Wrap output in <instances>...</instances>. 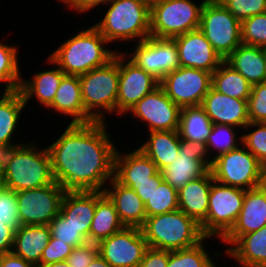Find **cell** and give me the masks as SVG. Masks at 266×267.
Here are the masks:
<instances>
[{
  "label": "cell",
  "mask_w": 266,
  "mask_h": 267,
  "mask_svg": "<svg viewBox=\"0 0 266 267\" xmlns=\"http://www.w3.org/2000/svg\"><path fill=\"white\" fill-rule=\"evenodd\" d=\"M107 122L68 123L63 133L46 145L54 181L66 191H104L114 178L118 146L109 135Z\"/></svg>",
  "instance_id": "1"
},
{
  "label": "cell",
  "mask_w": 266,
  "mask_h": 267,
  "mask_svg": "<svg viewBox=\"0 0 266 267\" xmlns=\"http://www.w3.org/2000/svg\"><path fill=\"white\" fill-rule=\"evenodd\" d=\"M35 142L25 139L23 144L4 150L2 186L18 192L55 182L48 148H38Z\"/></svg>",
  "instance_id": "2"
},
{
  "label": "cell",
  "mask_w": 266,
  "mask_h": 267,
  "mask_svg": "<svg viewBox=\"0 0 266 267\" xmlns=\"http://www.w3.org/2000/svg\"><path fill=\"white\" fill-rule=\"evenodd\" d=\"M108 45V47L106 46ZM108 41L92 25L82 28L75 35L64 40L49 58L66 74L80 76L92 69L106 65L119 51L112 49Z\"/></svg>",
  "instance_id": "3"
},
{
  "label": "cell",
  "mask_w": 266,
  "mask_h": 267,
  "mask_svg": "<svg viewBox=\"0 0 266 267\" xmlns=\"http://www.w3.org/2000/svg\"><path fill=\"white\" fill-rule=\"evenodd\" d=\"M103 7L104 17L93 26L109 44H133L150 36V9L141 0H110Z\"/></svg>",
  "instance_id": "4"
},
{
  "label": "cell",
  "mask_w": 266,
  "mask_h": 267,
  "mask_svg": "<svg viewBox=\"0 0 266 267\" xmlns=\"http://www.w3.org/2000/svg\"><path fill=\"white\" fill-rule=\"evenodd\" d=\"M140 228L148 247L161 250L190 248L205 238L200 225L180 209L147 217Z\"/></svg>",
  "instance_id": "5"
},
{
  "label": "cell",
  "mask_w": 266,
  "mask_h": 267,
  "mask_svg": "<svg viewBox=\"0 0 266 267\" xmlns=\"http://www.w3.org/2000/svg\"><path fill=\"white\" fill-rule=\"evenodd\" d=\"M79 79L84 110L94 121L106 122L108 114L117 116L119 51L106 65L80 75Z\"/></svg>",
  "instance_id": "6"
},
{
  "label": "cell",
  "mask_w": 266,
  "mask_h": 267,
  "mask_svg": "<svg viewBox=\"0 0 266 267\" xmlns=\"http://www.w3.org/2000/svg\"><path fill=\"white\" fill-rule=\"evenodd\" d=\"M210 171L217 182L244 190L266 183V168L242 143L214 158Z\"/></svg>",
  "instance_id": "7"
},
{
  "label": "cell",
  "mask_w": 266,
  "mask_h": 267,
  "mask_svg": "<svg viewBox=\"0 0 266 267\" xmlns=\"http://www.w3.org/2000/svg\"><path fill=\"white\" fill-rule=\"evenodd\" d=\"M246 190L217 182L213 179L209 193L206 219L200 224L205 237L220 242L235 225Z\"/></svg>",
  "instance_id": "8"
},
{
  "label": "cell",
  "mask_w": 266,
  "mask_h": 267,
  "mask_svg": "<svg viewBox=\"0 0 266 267\" xmlns=\"http://www.w3.org/2000/svg\"><path fill=\"white\" fill-rule=\"evenodd\" d=\"M205 1L162 0L154 5L150 9V36L174 38L198 29Z\"/></svg>",
  "instance_id": "9"
},
{
  "label": "cell",
  "mask_w": 266,
  "mask_h": 267,
  "mask_svg": "<svg viewBox=\"0 0 266 267\" xmlns=\"http://www.w3.org/2000/svg\"><path fill=\"white\" fill-rule=\"evenodd\" d=\"M199 29L223 60L242 44L241 22L219 0L205 1Z\"/></svg>",
  "instance_id": "10"
},
{
  "label": "cell",
  "mask_w": 266,
  "mask_h": 267,
  "mask_svg": "<svg viewBox=\"0 0 266 267\" xmlns=\"http://www.w3.org/2000/svg\"><path fill=\"white\" fill-rule=\"evenodd\" d=\"M134 45L132 52L125 49L124 54L159 82L180 67L178 48L173 38L149 36Z\"/></svg>",
  "instance_id": "11"
},
{
  "label": "cell",
  "mask_w": 266,
  "mask_h": 267,
  "mask_svg": "<svg viewBox=\"0 0 266 267\" xmlns=\"http://www.w3.org/2000/svg\"><path fill=\"white\" fill-rule=\"evenodd\" d=\"M66 190L59 184L16 192L21 225H49L60 213Z\"/></svg>",
  "instance_id": "12"
},
{
  "label": "cell",
  "mask_w": 266,
  "mask_h": 267,
  "mask_svg": "<svg viewBox=\"0 0 266 267\" xmlns=\"http://www.w3.org/2000/svg\"><path fill=\"white\" fill-rule=\"evenodd\" d=\"M160 86L180 108L200 106L212 86V73L180 66L167 74Z\"/></svg>",
  "instance_id": "13"
},
{
  "label": "cell",
  "mask_w": 266,
  "mask_h": 267,
  "mask_svg": "<svg viewBox=\"0 0 266 267\" xmlns=\"http://www.w3.org/2000/svg\"><path fill=\"white\" fill-rule=\"evenodd\" d=\"M212 161L206 143L181 139L177 157L160 172L163 181L178 191L188 182L204 176Z\"/></svg>",
  "instance_id": "14"
},
{
  "label": "cell",
  "mask_w": 266,
  "mask_h": 267,
  "mask_svg": "<svg viewBox=\"0 0 266 267\" xmlns=\"http://www.w3.org/2000/svg\"><path fill=\"white\" fill-rule=\"evenodd\" d=\"M181 108L177 106L159 85L148 93L128 112L132 119H138L146 132L172 131L179 129ZM134 117V118H133Z\"/></svg>",
  "instance_id": "15"
},
{
  "label": "cell",
  "mask_w": 266,
  "mask_h": 267,
  "mask_svg": "<svg viewBox=\"0 0 266 267\" xmlns=\"http://www.w3.org/2000/svg\"><path fill=\"white\" fill-rule=\"evenodd\" d=\"M97 245L99 255L112 267H138L148 248L141 228L126 226Z\"/></svg>",
  "instance_id": "16"
},
{
  "label": "cell",
  "mask_w": 266,
  "mask_h": 267,
  "mask_svg": "<svg viewBox=\"0 0 266 267\" xmlns=\"http://www.w3.org/2000/svg\"><path fill=\"white\" fill-rule=\"evenodd\" d=\"M160 85L151 74L133 63L119 51V88L117 94V116L123 117L134 105Z\"/></svg>",
  "instance_id": "17"
},
{
  "label": "cell",
  "mask_w": 266,
  "mask_h": 267,
  "mask_svg": "<svg viewBox=\"0 0 266 267\" xmlns=\"http://www.w3.org/2000/svg\"><path fill=\"white\" fill-rule=\"evenodd\" d=\"M178 48L181 67L213 73L224 61L198 28L173 38Z\"/></svg>",
  "instance_id": "18"
},
{
  "label": "cell",
  "mask_w": 266,
  "mask_h": 267,
  "mask_svg": "<svg viewBox=\"0 0 266 267\" xmlns=\"http://www.w3.org/2000/svg\"><path fill=\"white\" fill-rule=\"evenodd\" d=\"M266 225V183L246 190L239 217L230 232L220 241L228 247L224 253L242 236L259 230ZM229 244V245H228Z\"/></svg>",
  "instance_id": "19"
},
{
  "label": "cell",
  "mask_w": 266,
  "mask_h": 267,
  "mask_svg": "<svg viewBox=\"0 0 266 267\" xmlns=\"http://www.w3.org/2000/svg\"><path fill=\"white\" fill-rule=\"evenodd\" d=\"M200 106L213 124L228 125L243 130L250 122L247 100L229 97L212 87Z\"/></svg>",
  "instance_id": "20"
},
{
  "label": "cell",
  "mask_w": 266,
  "mask_h": 267,
  "mask_svg": "<svg viewBox=\"0 0 266 267\" xmlns=\"http://www.w3.org/2000/svg\"><path fill=\"white\" fill-rule=\"evenodd\" d=\"M71 117L69 124H86L94 120L85 112L79 76L64 75L53 102L45 109Z\"/></svg>",
  "instance_id": "21"
},
{
  "label": "cell",
  "mask_w": 266,
  "mask_h": 267,
  "mask_svg": "<svg viewBox=\"0 0 266 267\" xmlns=\"http://www.w3.org/2000/svg\"><path fill=\"white\" fill-rule=\"evenodd\" d=\"M52 69L38 71L32 73L31 78L24 79L22 77L21 86L19 91L22 93L25 105L35 98L38 105L46 109L54 100L57 89L59 88L60 81L65 73L48 57L45 60ZM54 68V69H53ZM41 104V105H40Z\"/></svg>",
  "instance_id": "22"
},
{
  "label": "cell",
  "mask_w": 266,
  "mask_h": 267,
  "mask_svg": "<svg viewBox=\"0 0 266 267\" xmlns=\"http://www.w3.org/2000/svg\"><path fill=\"white\" fill-rule=\"evenodd\" d=\"M104 193L113 202L120 221L126 227H141L146 216L145 203L130 187L112 178L105 186Z\"/></svg>",
  "instance_id": "23"
},
{
  "label": "cell",
  "mask_w": 266,
  "mask_h": 267,
  "mask_svg": "<svg viewBox=\"0 0 266 267\" xmlns=\"http://www.w3.org/2000/svg\"><path fill=\"white\" fill-rule=\"evenodd\" d=\"M118 149L115 154L114 178L122 185L130 187L134 182L151 181V177L158 172L156 164L138 147L125 153Z\"/></svg>",
  "instance_id": "24"
},
{
  "label": "cell",
  "mask_w": 266,
  "mask_h": 267,
  "mask_svg": "<svg viewBox=\"0 0 266 267\" xmlns=\"http://www.w3.org/2000/svg\"><path fill=\"white\" fill-rule=\"evenodd\" d=\"M97 203V191H66L60 213L89 242V231Z\"/></svg>",
  "instance_id": "25"
},
{
  "label": "cell",
  "mask_w": 266,
  "mask_h": 267,
  "mask_svg": "<svg viewBox=\"0 0 266 267\" xmlns=\"http://www.w3.org/2000/svg\"><path fill=\"white\" fill-rule=\"evenodd\" d=\"M212 181L213 175L209 170L204 176L188 182L178 190L179 209L199 225L207 216Z\"/></svg>",
  "instance_id": "26"
},
{
  "label": "cell",
  "mask_w": 266,
  "mask_h": 267,
  "mask_svg": "<svg viewBox=\"0 0 266 267\" xmlns=\"http://www.w3.org/2000/svg\"><path fill=\"white\" fill-rule=\"evenodd\" d=\"M50 237L48 225H21L15 230L12 253L37 265Z\"/></svg>",
  "instance_id": "27"
},
{
  "label": "cell",
  "mask_w": 266,
  "mask_h": 267,
  "mask_svg": "<svg viewBox=\"0 0 266 267\" xmlns=\"http://www.w3.org/2000/svg\"><path fill=\"white\" fill-rule=\"evenodd\" d=\"M225 255L234 259L240 267H266V225L242 235Z\"/></svg>",
  "instance_id": "28"
},
{
  "label": "cell",
  "mask_w": 266,
  "mask_h": 267,
  "mask_svg": "<svg viewBox=\"0 0 266 267\" xmlns=\"http://www.w3.org/2000/svg\"><path fill=\"white\" fill-rule=\"evenodd\" d=\"M149 134V135H148ZM138 148L155 164L158 171L172 164L180 151L181 138L178 130L152 131Z\"/></svg>",
  "instance_id": "29"
},
{
  "label": "cell",
  "mask_w": 266,
  "mask_h": 267,
  "mask_svg": "<svg viewBox=\"0 0 266 267\" xmlns=\"http://www.w3.org/2000/svg\"><path fill=\"white\" fill-rule=\"evenodd\" d=\"M225 61L253 86L266 82V61L262 47L241 44Z\"/></svg>",
  "instance_id": "30"
},
{
  "label": "cell",
  "mask_w": 266,
  "mask_h": 267,
  "mask_svg": "<svg viewBox=\"0 0 266 267\" xmlns=\"http://www.w3.org/2000/svg\"><path fill=\"white\" fill-rule=\"evenodd\" d=\"M26 105L22 93L12 91L0 102V149L6 150L23 144L16 140V132ZM14 138L16 141H14ZM17 142V143H15ZM20 143V144H19Z\"/></svg>",
  "instance_id": "31"
},
{
  "label": "cell",
  "mask_w": 266,
  "mask_h": 267,
  "mask_svg": "<svg viewBox=\"0 0 266 267\" xmlns=\"http://www.w3.org/2000/svg\"><path fill=\"white\" fill-rule=\"evenodd\" d=\"M124 227L113 202L104 191H97V203L89 231V242L98 244Z\"/></svg>",
  "instance_id": "32"
},
{
  "label": "cell",
  "mask_w": 266,
  "mask_h": 267,
  "mask_svg": "<svg viewBox=\"0 0 266 267\" xmlns=\"http://www.w3.org/2000/svg\"><path fill=\"white\" fill-rule=\"evenodd\" d=\"M212 126V121L201 106L181 108L178 129L181 139L206 143Z\"/></svg>",
  "instance_id": "33"
},
{
  "label": "cell",
  "mask_w": 266,
  "mask_h": 267,
  "mask_svg": "<svg viewBox=\"0 0 266 267\" xmlns=\"http://www.w3.org/2000/svg\"><path fill=\"white\" fill-rule=\"evenodd\" d=\"M214 90L232 98L247 100L251 94L252 85L237 70L225 60L212 73Z\"/></svg>",
  "instance_id": "34"
},
{
  "label": "cell",
  "mask_w": 266,
  "mask_h": 267,
  "mask_svg": "<svg viewBox=\"0 0 266 267\" xmlns=\"http://www.w3.org/2000/svg\"><path fill=\"white\" fill-rule=\"evenodd\" d=\"M208 239L213 241L215 238L205 237L193 247L169 251L167 267H217V262L213 258H218V256L223 255L222 253L224 251H216V253L210 254L208 248L205 246V242Z\"/></svg>",
  "instance_id": "35"
},
{
  "label": "cell",
  "mask_w": 266,
  "mask_h": 267,
  "mask_svg": "<svg viewBox=\"0 0 266 267\" xmlns=\"http://www.w3.org/2000/svg\"><path fill=\"white\" fill-rule=\"evenodd\" d=\"M0 41V83H3L11 92L18 91L22 76L20 71L19 47L15 44Z\"/></svg>",
  "instance_id": "36"
},
{
  "label": "cell",
  "mask_w": 266,
  "mask_h": 267,
  "mask_svg": "<svg viewBox=\"0 0 266 267\" xmlns=\"http://www.w3.org/2000/svg\"><path fill=\"white\" fill-rule=\"evenodd\" d=\"M242 130L222 124H213L206 142L211 159L235 149L242 143Z\"/></svg>",
  "instance_id": "37"
},
{
  "label": "cell",
  "mask_w": 266,
  "mask_h": 267,
  "mask_svg": "<svg viewBox=\"0 0 266 267\" xmlns=\"http://www.w3.org/2000/svg\"><path fill=\"white\" fill-rule=\"evenodd\" d=\"M179 209L178 191L162 182L145 203L146 216L169 213Z\"/></svg>",
  "instance_id": "38"
},
{
  "label": "cell",
  "mask_w": 266,
  "mask_h": 267,
  "mask_svg": "<svg viewBox=\"0 0 266 267\" xmlns=\"http://www.w3.org/2000/svg\"><path fill=\"white\" fill-rule=\"evenodd\" d=\"M242 144L266 168V123L249 122L242 131Z\"/></svg>",
  "instance_id": "39"
},
{
  "label": "cell",
  "mask_w": 266,
  "mask_h": 267,
  "mask_svg": "<svg viewBox=\"0 0 266 267\" xmlns=\"http://www.w3.org/2000/svg\"><path fill=\"white\" fill-rule=\"evenodd\" d=\"M241 42L257 47L266 45V12L241 22Z\"/></svg>",
  "instance_id": "40"
},
{
  "label": "cell",
  "mask_w": 266,
  "mask_h": 267,
  "mask_svg": "<svg viewBox=\"0 0 266 267\" xmlns=\"http://www.w3.org/2000/svg\"><path fill=\"white\" fill-rule=\"evenodd\" d=\"M51 237L71 245L73 248L83 245L88 240L77 230L68 219L59 213L50 223Z\"/></svg>",
  "instance_id": "41"
},
{
  "label": "cell",
  "mask_w": 266,
  "mask_h": 267,
  "mask_svg": "<svg viewBox=\"0 0 266 267\" xmlns=\"http://www.w3.org/2000/svg\"><path fill=\"white\" fill-rule=\"evenodd\" d=\"M0 224L16 230L20 224L16 192L0 186Z\"/></svg>",
  "instance_id": "42"
},
{
  "label": "cell",
  "mask_w": 266,
  "mask_h": 267,
  "mask_svg": "<svg viewBox=\"0 0 266 267\" xmlns=\"http://www.w3.org/2000/svg\"><path fill=\"white\" fill-rule=\"evenodd\" d=\"M240 22L266 12V0H219Z\"/></svg>",
  "instance_id": "43"
},
{
  "label": "cell",
  "mask_w": 266,
  "mask_h": 267,
  "mask_svg": "<svg viewBox=\"0 0 266 267\" xmlns=\"http://www.w3.org/2000/svg\"><path fill=\"white\" fill-rule=\"evenodd\" d=\"M248 118L250 122L266 123V82L252 86L248 98Z\"/></svg>",
  "instance_id": "44"
},
{
  "label": "cell",
  "mask_w": 266,
  "mask_h": 267,
  "mask_svg": "<svg viewBox=\"0 0 266 267\" xmlns=\"http://www.w3.org/2000/svg\"><path fill=\"white\" fill-rule=\"evenodd\" d=\"M98 254V245L87 242L73 248L66 262L70 267H88Z\"/></svg>",
  "instance_id": "45"
},
{
  "label": "cell",
  "mask_w": 266,
  "mask_h": 267,
  "mask_svg": "<svg viewBox=\"0 0 266 267\" xmlns=\"http://www.w3.org/2000/svg\"><path fill=\"white\" fill-rule=\"evenodd\" d=\"M73 247L60 241L57 238L50 237L49 243L44 248L39 264H47L65 261L72 252Z\"/></svg>",
  "instance_id": "46"
},
{
  "label": "cell",
  "mask_w": 266,
  "mask_h": 267,
  "mask_svg": "<svg viewBox=\"0 0 266 267\" xmlns=\"http://www.w3.org/2000/svg\"><path fill=\"white\" fill-rule=\"evenodd\" d=\"M163 182V177L160 171L151 177V181L134 182L130 188L137 193L141 200L146 201L151 197L152 193Z\"/></svg>",
  "instance_id": "47"
},
{
  "label": "cell",
  "mask_w": 266,
  "mask_h": 267,
  "mask_svg": "<svg viewBox=\"0 0 266 267\" xmlns=\"http://www.w3.org/2000/svg\"><path fill=\"white\" fill-rule=\"evenodd\" d=\"M169 251L148 247L138 267H167Z\"/></svg>",
  "instance_id": "48"
},
{
  "label": "cell",
  "mask_w": 266,
  "mask_h": 267,
  "mask_svg": "<svg viewBox=\"0 0 266 267\" xmlns=\"http://www.w3.org/2000/svg\"><path fill=\"white\" fill-rule=\"evenodd\" d=\"M110 0H61L59 3L64 5L65 10L68 8V10L75 12L77 15L80 13L82 15L83 13H89L90 11L94 10V8H97L98 6H105Z\"/></svg>",
  "instance_id": "49"
},
{
  "label": "cell",
  "mask_w": 266,
  "mask_h": 267,
  "mask_svg": "<svg viewBox=\"0 0 266 267\" xmlns=\"http://www.w3.org/2000/svg\"><path fill=\"white\" fill-rule=\"evenodd\" d=\"M15 230L5 224H0V256L11 253Z\"/></svg>",
  "instance_id": "50"
},
{
  "label": "cell",
  "mask_w": 266,
  "mask_h": 267,
  "mask_svg": "<svg viewBox=\"0 0 266 267\" xmlns=\"http://www.w3.org/2000/svg\"><path fill=\"white\" fill-rule=\"evenodd\" d=\"M0 267H36V265L11 252L0 256Z\"/></svg>",
  "instance_id": "51"
},
{
  "label": "cell",
  "mask_w": 266,
  "mask_h": 267,
  "mask_svg": "<svg viewBox=\"0 0 266 267\" xmlns=\"http://www.w3.org/2000/svg\"><path fill=\"white\" fill-rule=\"evenodd\" d=\"M88 267H112V266L98 254Z\"/></svg>",
  "instance_id": "52"
},
{
  "label": "cell",
  "mask_w": 266,
  "mask_h": 267,
  "mask_svg": "<svg viewBox=\"0 0 266 267\" xmlns=\"http://www.w3.org/2000/svg\"><path fill=\"white\" fill-rule=\"evenodd\" d=\"M36 267H70L66 260L47 264H37Z\"/></svg>",
  "instance_id": "53"
},
{
  "label": "cell",
  "mask_w": 266,
  "mask_h": 267,
  "mask_svg": "<svg viewBox=\"0 0 266 267\" xmlns=\"http://www.w3.org/2000/svg\"><path fill=\"white\" fill-rule=\"evenodd\" d=\"M149 9L154 5L159 4L162 0H141Z\"/></svg>",
  "instance_id": "54"
},
{
  "label": "cell",
  "mask_w": 266,
  "mask_h": 267,
  "mask_svg": "<svg viewBox=\"0 0 266 267\" xmlns=\"http://www.w3.org/2000/svg\"><path fill=\"white\" fill-rule=\"evenodd\" d=\"M0 85L3 87L4 86V90L1 92V87H0V102L5 99L9 94H10V90L8 88L5 87V85H3L2 83H0Z\"/></svg>",
  "instance_id": "55"
},
{
  "label": "cell",
  "mask_w": 266,
  "mask_h": 267,
  "mask_svg": "<svg viewBox=\"0 0 266 267\" xmlns=\"http://www.w3.org/2000/svg\"><path fill=\"white\" fill-rule=\"evenodd\" d=\"M4 150L0 149V186L2 185V164H3Z\"/></svg>",
  "instance_id": "56"
},
{
  "label": "cell",
  "mask_w": 266,
  "mask_h": 267,
  "mask_svg": "<svg viewBox=\"0 0 266 267\" xmlns=\"http://www.w3.org/2000/svg\"><path fill=\"white\" fill-rule=\"evenodd\" d=\"M262 54H263L264 59L266 61V45L262 47Z\"/></svg>",
  "instance_id": "57"
}]
</instances>
